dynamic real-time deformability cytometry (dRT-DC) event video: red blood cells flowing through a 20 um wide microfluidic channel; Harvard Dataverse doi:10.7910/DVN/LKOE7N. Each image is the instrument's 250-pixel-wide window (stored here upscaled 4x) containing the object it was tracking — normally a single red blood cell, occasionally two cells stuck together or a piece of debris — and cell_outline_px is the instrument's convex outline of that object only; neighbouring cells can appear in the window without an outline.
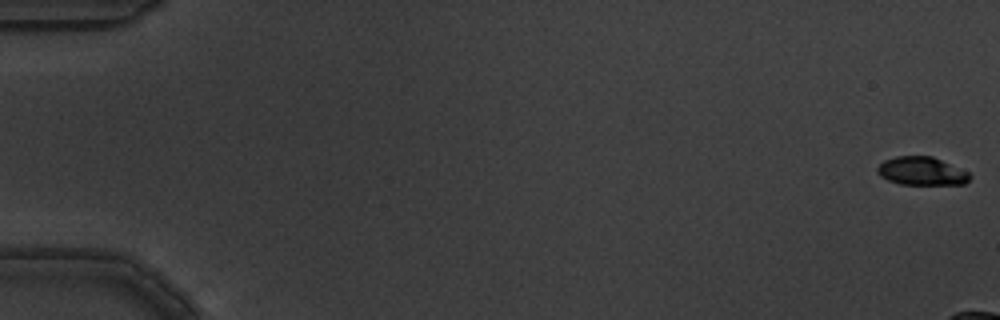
{"species": "common noctule bat (a hibernating species)", "species_latin": "Nyctalus noctula", "temperature_condition": "warm", "stored_images_in_passage": 11, "camera_frame_rate_fps": 3000, "um_per_image_px": 0.085, "animal": {"sex": "male", "body_mass_g": 19.5, "forearm_length_mm": 54.6}, "frame": {"image": 1, "passage_image": 1, "time_ms": 0.0, "image_size_px": [1000, 320], "cell_outline_px": [[972, 176], [964, 184], [900, 184], [888, 180], [880, 176], [876, 172], [876, 168], [884, 160], [896, 156], [932, 156], [968, 172]], "centroid_in_image_um": [78.31, 14.54], "position_along_channel_um": 6.7, "area_um2": 15.14}}
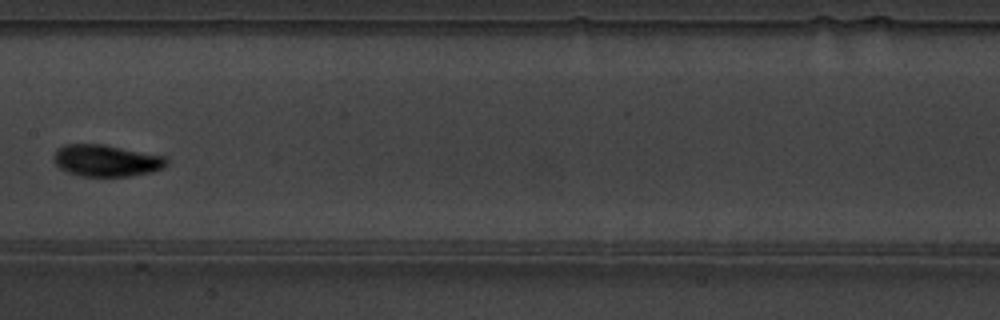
{"frame": {"image": 2, "passage_image": 10, "time_ms": 3.0, "image_size_px": [1000, 320], "cell_outline_px": [[168, 164], [164, 168], [152, 172], [128, 176], [80, 176], [68, 172], [60, 168], [52, 160], [52, 156], [56, 148], [64, 144], [104, 144], [164, 156], [168, 160]], "centroid_in_image_um": [9.01, 13.64], "position_along_channel_um": 198.4, "area_um2": 21.1}}
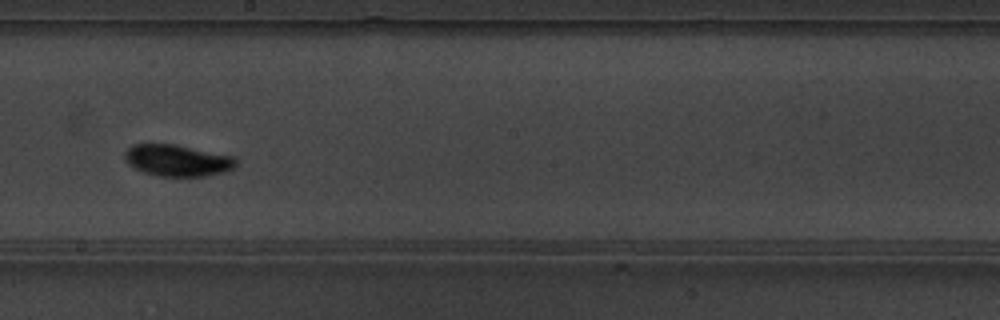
{"frame": {"image": 3, "passage_image": 11, "time_ms": 3.333, "image_size_px": [1000, 320], "cell_outline_px": [[236, 164], [232, 168], [224, 172], [204, 176], [160, 176], [144, 172], [128, 164], [124, 160], [124, 152], [132, 144], [176, 144], [236, 156]], "centroid_in_image_um": [15.08, 13.62], "position_along_channel_um": 233.1, "area_um2": 20.58}}